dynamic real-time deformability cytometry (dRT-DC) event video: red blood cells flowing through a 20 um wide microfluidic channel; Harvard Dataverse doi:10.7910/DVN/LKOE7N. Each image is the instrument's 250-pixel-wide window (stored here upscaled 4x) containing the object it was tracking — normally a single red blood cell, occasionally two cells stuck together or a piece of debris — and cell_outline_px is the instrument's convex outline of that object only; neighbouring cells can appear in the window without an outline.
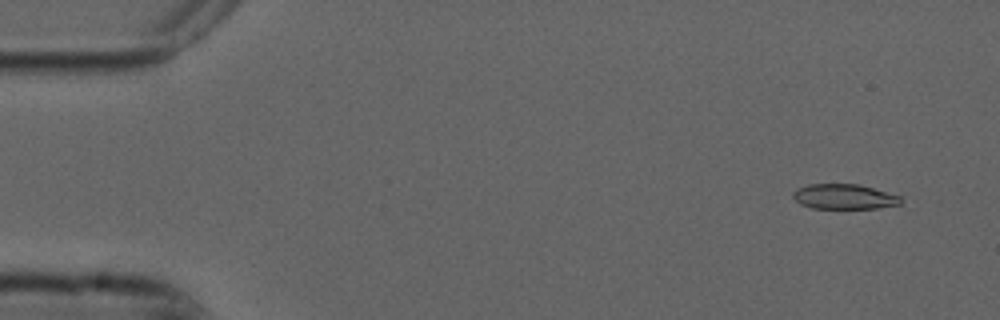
{"species": "common noctule bat (a hibernating species)", "species_latin": "Nyctalus noctula", "temperature_condition": "cold", "stored_images_in_passage": 20, "camera_frame_rate_fps": 3000, "um_per_image_px": 0.085, "animal": {"sex": "male", "forearm_length_mm": 52.5}, "frame": {"image": 1, "passage_image": 4, "time_ms": 1.0, "image_size_px": [1000, 320], "cell_outline_px": [[900, 204], [876, 208], [812, 208], [800, 204], [792, 196], [792, 192], [796, 188], [808, 184], [860, 184], [900, 196]], "centroid_in_image_um": [71.7, 16.7], "position_along_channel_um": 13.3, "area_um2": 15.66}}
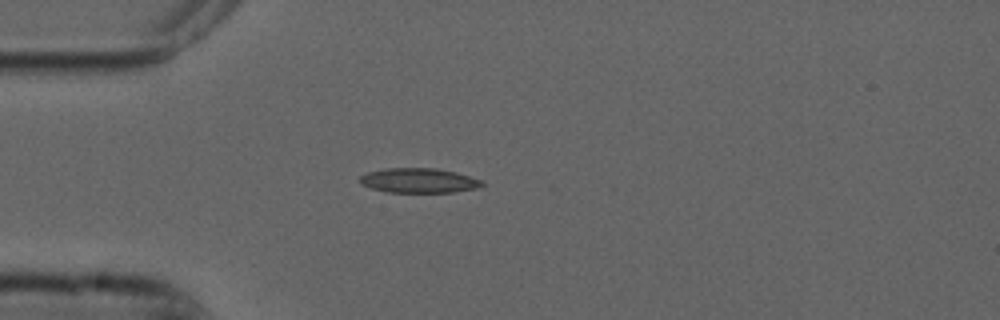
{"frame": {"image": 2, "passage_image": 15, "time_ms": 4.667, "image_size_px": [1000, 320], "cell_outline_px": [[484, 184], [480, 188], [452, 192], [388, 192], [372, 188], [360, 184], [360, 176], [368, 172], [388, 168], [436, 168], [456, 172], [484, 180]], "centroid_in_image_um": [35.65, 15.34], "position_along_channel_um": 49.4, "area_um2": 17.63}}
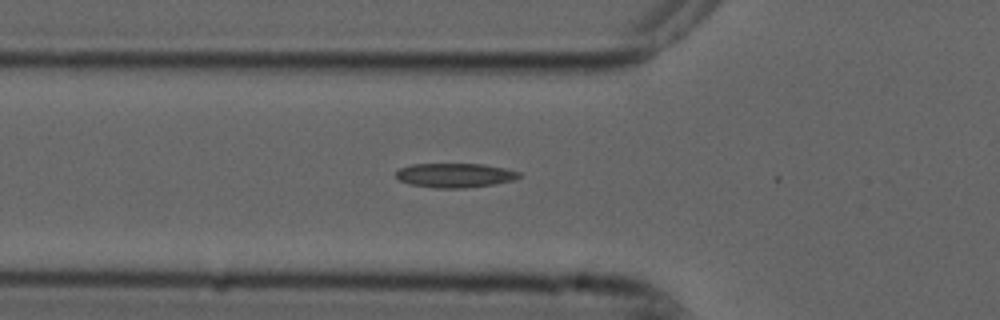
{"frame": {"image": 3, "passage_image": 19, "time_ms": 6.0, "image_size_px": [1000, 320], "cell_outline_px": [[520, 176], [512, 180], [496, 184], [464, 188], [436, 188], [412, 184], [400, 180], [396, 176], [396, 172], [400, 168], [412, 164], [480, 164], [504, 168], [520, 172]], "centroid_in_image_um": [38.67, 14.9], "position_along_channel_um": 87.1, "area_um2": 17.22}}